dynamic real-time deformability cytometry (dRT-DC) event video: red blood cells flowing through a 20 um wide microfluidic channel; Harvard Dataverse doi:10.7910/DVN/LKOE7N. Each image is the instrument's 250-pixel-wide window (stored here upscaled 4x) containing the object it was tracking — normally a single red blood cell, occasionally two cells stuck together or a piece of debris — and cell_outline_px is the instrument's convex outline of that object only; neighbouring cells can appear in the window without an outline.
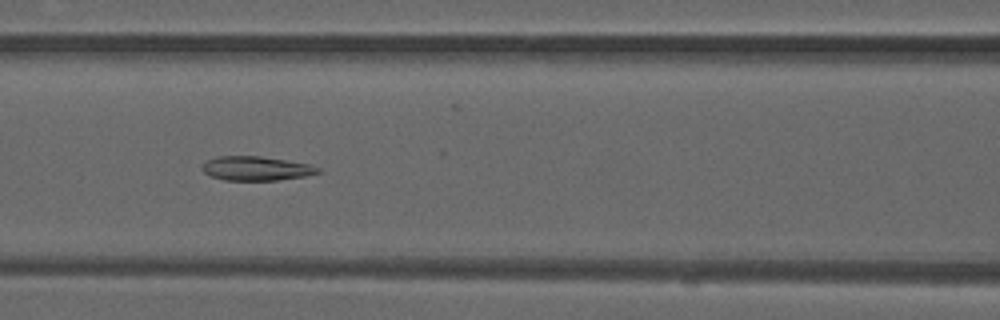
{"species": "common noctule bat (a hibernating species)", "species_latin": "Nyctalus noctula", "temperature_condition": "warm", "stored_images_in_passage": 49, "camera_frame_rate_fps": 3000, "um_per_image_px": 0.085, "animal": {"sex": "male", "forearm_length_mm": 52.5}, "frame": {"image": 1, "passage_image": 21, "time_ms": 6.667, "image_size_px": [1000, 320], "cell_outline_px": [[320, 172], [304, 176], [276, 180], [224, 180], [212, 176], [204, 172], [204, 164], [208, 160], [216, 156], [260, 156], [308, 164], [320, 168]], "centroid_in_image_um": [21.77, 14.31], "position_along_channel_um": 144.8, "area_um2": 15.95}}
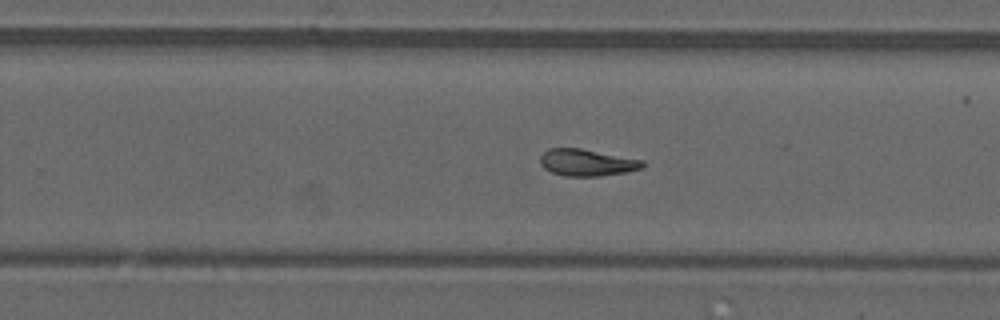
{"frame": {"image": 2, "passage_image": 31, "time_ms": 10.0, "image_size_px": [1000, 320], "cell_outline_px": [[644, 168], [624, 172], [600, 176], [564, 176], [552, 172], [544, 168], [540, 164], [540, 156], [548, 148], [580, 148], [644, 160]], "centroid_in_image_um": [49.88, 13.81], "position_along_channel_um": 279.9, "area_um2": 16.01}}
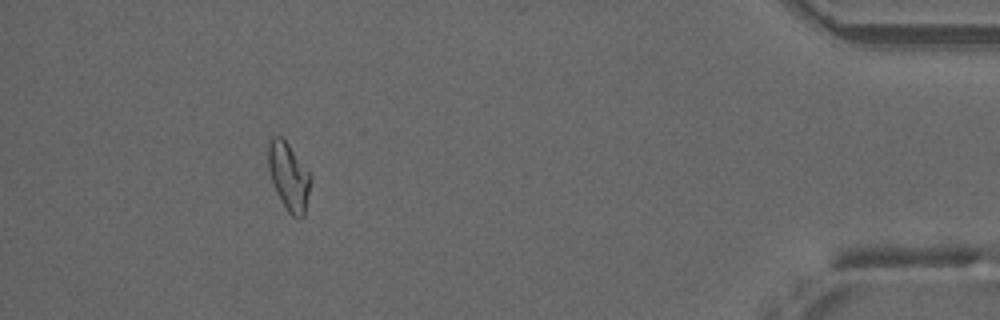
{"frame": {"image": 3, "passage_image": 45, "time_ms": 14.667, "image_size_px": [1000, 320], "cell_outline_px": [[312, 180], [304, 216], [292, 216], [288, 212], [276, 192], [268, 168], [268, 140], [272, 136], [280, 136], [288, 144], [312, 176]], "centroid_in_image_um": [24.54, 14.99], "position_along_channel_um": 410.7, "area_um2": 16.59}, "authors_computed_cell_mechanics": {"area_um2": 16.6464, "velocity_mm_per_s": 4.0727, "shape_relaxation_time_tau1_ms": null, "shape_relaxation_time_tau2_ms": 6.7613, "deformation_change_tau1": null, "deformation_change_tau2": 0.1362}}